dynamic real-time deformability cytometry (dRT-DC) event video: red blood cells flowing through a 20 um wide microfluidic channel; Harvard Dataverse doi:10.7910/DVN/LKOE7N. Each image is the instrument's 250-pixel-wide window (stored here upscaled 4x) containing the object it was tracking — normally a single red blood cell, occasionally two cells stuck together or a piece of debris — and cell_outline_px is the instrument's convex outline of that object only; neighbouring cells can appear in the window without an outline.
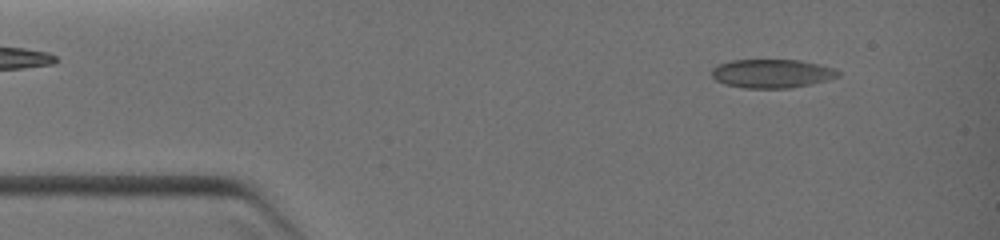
{"species": "common noctule bat (a hibernating species)", "species_latin": "Nyctalus noctula", "temperature_condition": "warm", "stored_images_in_passage": 31, "camera_frame_rate_fps": 3000, "um_per_image_px": 0.085, "animal": {"sex": "female", "body_mass_g": 19.0, "forearm_length_mm": 51.5}, "frame": {"image": 1, "passage_image": 2, "time_ms": 0.667, "image_size_px": [1000, 240], "cell_outline_px": [[840, 76], [828, 80], [792, 88], [744, 88], [724, 84], [716, 80], [712, 76], [712, 68], [716, 64], [732, 60], [800, 60], [820, 64], [836, 68], [840, 72]], "centroid_in_image_um": [65.63, 6.25], "position_along_channel_um": 19.4, "area_um2": 21.39}}
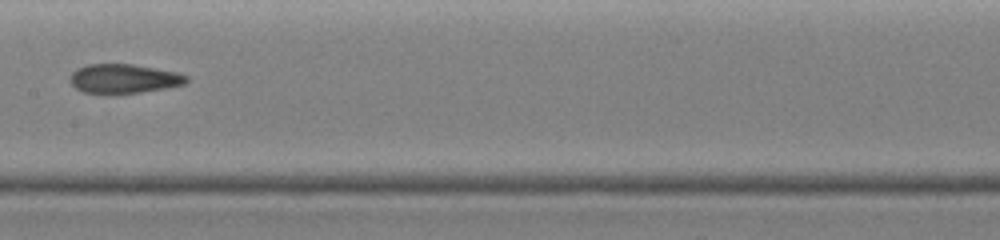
{"frame": {"image": 2, "passage_image": 14, "time_ms": 5.667, "image_size_px": [1000, 240], "cell_outline_px": [[188, 80], [184, 84], [168, 88], [140, 92], [84, 92], [76, 88], [72, 84], [72, 72], [76, 68], [88, 64], [132, 64], [176, 72], [188, 76]], "centroid_in_image_um": [10.56, 6.66], "position_along_channel_um": 196.8, "area_um2": 19.31}}
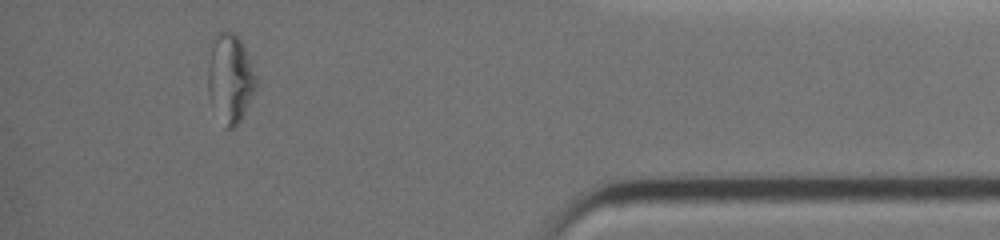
{"frame": {"image": 3, "passage_image": 27, "time_ms": 10.667, "image_size_px": [1000, 240], "cell_outline_px": [[256, 88], [236, 128], [228, 128], [208, 92], [208, 64], [212, 36], [216, 32], [224, 28], [232, 32], [240, 40], [248, 56], [256, 76]], "centroid_in_image_um": [19.56, 6.53], "position_along_channel_um": 415.6, "area_um2": 24.33}}